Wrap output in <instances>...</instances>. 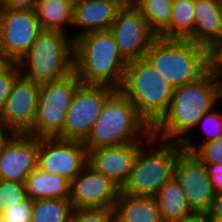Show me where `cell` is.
<instances>
[{
	"instance_id": "27",
	"label": "cell",
	"mask_w": 222,
	"mask_h": 222,
	"mask_svg": "<svg viewBox=\"0 0 222 222\" xmlns=\"http://www.w3.org/2000/svg\"><path fill=\"white\" fill-rule=\"evenodd\" d=\"M199 142L195 143L193 136L188 135L180 145L185 152L192 153L202 163H222V136L210 142Z\"/></svg>"
},
{
	"instance_id": "42",
	"label": "cell",
	"mask_w": 222,
	"mask_h": 222,
	"mask_svg": "<svg viewBox=\"0 0 222 222\" xmlns=\"http://www.w3.org/2000/svg\"><path fill=\"white\" fill-rule=\"evenodd\" d=\"M0 222H4L2 212L0 211Z\"/></svg>"
},
{
	"instance_id": "20",
	"label": "cell",
	"mask_w": 222,
	"mask_h": 222,
	"mask_svg": "<svg viewBox=\"0 0 222 222\" xmlns=\"http://www.w3.org/2000/svg\"><path fill=\"white\" fill-rule=\"evenodd\" d=\"M114 222H163L156 196L121 194L113 208Z\"/></svg>"
},
{
	"instance_id": "41",
	"label": "cell",
	"mask_w": 222,
	"mask_h": 222,
	"mask_svg": "<svg viewBox=\"0 0 222 222\" xmlns=\"http://www.w3.org/2000/svg\"><path fill=\"white\" fill-rule=\"evenodd\" d=\"M7 63V61L5 60V58L2 56V54L0 53V69Z\"/></svg>"
},
{
	"instance_id": "15",
	"label": "cell",
	"mask_w": 222,
	"mask_h": 222,
	"mask_svg": "<svg viewBox=\"0 0 222 222\" xmlns=\"http://www.w3.org/2000/svg\"><path fill=\"white\" fill-rule=\"evenodd\" d=\"M120 188L103 174L86 165L70 182V203L77 208H114Z\"/></svg>"
},
{
	"instance_id": "16",
	"label": "cell",
	"mask_w": 222,
	"mask_h": 222,
	"mask_svg": "<svg viewBox=\"0 0 222 222\" xmlns=\"http://www.w3.org/2000/svg\"><path fill=\"white\" fill-rule=\"evenodd\" d=\"M38 138L29 134H12L0 151V180L25 183L37 168Z\"/></svg>"
},
{
	"instance_id": "2",
	"label": "cell",
	"mask_w": 222,
	"mask_h": 222,
	"mask_svg": "<svg viewBox=\"0 0 222 222\" xmlns=\"http://www.w3.org/2000/svg\"><path fill=\"white\" fill-rule=\"evenodd\" d=\"M73 55L74 72L83 84L121 88L128 62L110 30L89 32L74 39Z\"/></svg>"
},
{
	"instance_id": "5",
	"label": "cell",
	"mask_w": 222,
	"mask_h": 222,
	"mask_svg": "<svg viewBox=\"0 0 222 222\" xmlns=\"http://www.w3.org/2000/svg\"><path fill=\"white\" fill-rule=\"evenodd\" d=\"M74 40L68 34L42 29L27 53L17 62L21 75L43 84L74 72Z\"/></svg>"
},
{
	"instance_id": "36",
	"label": "cell",
	"mask_w": 222,
	"mask_h": 222,
	"mask_svg": "<svg viewBox=\"0 0 222 222\" xmlns=\"http://www.w3.org/2000/svg\"><path fill=\"white\" fill-rule=\"evenodd\" d=\"M38 0H0V8L29 10L35 9Z\"/></svg>"
},
{
	"instance_id": "28",
	"label": "cell",
	"mask_w": 222,
	"mask_h": 222,
	"mask_svg": "<svg viewBox=\"0 0 222 222\" xmlns=\"http://www.w3.org/2000/svg\"><path fill=\"white\" fill-rule=\"evenodd\" d=\"M28 198L25 183L0 180V211L24 202Z\"/></svg>"
},
{
	"instance_id": "31",
	"label": "cell",
	"mask_w": 222,
	"mask_h": 222,
	"mask_svg": "<svg viewBox=\"0 0 222 222\" xmlns=\"http://www.w3.org/2000/svg\"><path fill=\"white\" fill-rule=\"evenodd\" d=\"M20 74L18 63L7 62L0 69V113L3 111L14 81Z\"/></svg>"
},
{
	"instance_id": "33",
	"label": "cell",
	"mask_w": 222,
	"mask_h": 222,
	"mask_svg": "<svg viewBox=\"0 0 222 222\" xmlns=\"http://www.w3.org/2000/svg\"><path fill=\"white\" fill-rule=\"evenodd\" d=\"M208 71L217 76L222 71V39L207 49Z\"/></svg>"
},
{
	"instance_id": "8",
	"label": "cell",
	"mask_w": 222,
	"mask_h": 222,
	"mask_svg": "<svg viewBox=\"0 0 222 222\" xmlns=\"http://www.w3.org/2000/svg\"><path fill=\"white\" fill-rule=\"evenodd\" d=\"M81 83L73 72L66 78L41 84L34 125L27 134L37 138L62 139L66 113Z\"/></svg>"
},
{
	"instance_id": "22",
	"label": "cell",
	"mask_w": 222,
	"mask_h": 222,
	"mask_svg": "<svg viewBox=\"0 0 222 222\" xmlns=\"http://www.w3.org/2000/svg\"><path fill=\"white\" fill-rule=\"evenodd\" d=\"M160 216L163 222H175L194 216L178 180L172 177L156 195Z\"/></svg>"
},
{
	"instance_id": "38",
	"label": "cell",
	"mask_w": 222,
	"mask_h": 222,
	"mask_svg": "<svg viewBox=\"0 0 222 222\" xmlns=\"http://www.w3.org/2000/svg\"><path fill=\"white\" fill-rule=\"evenodd\" d=\"M121 8H137L142 0H114Z\"/></svg>"
},
{
	"instance_id": "32",
	"label": "cell",
	"mask_w": 222,
	"mask_h": 222,
	"mask_svg": "<svg viewBox=\"0 0 222 222\" xmlns=\"http://www.w3.org/2000/svg\"><path fill=\"white\" fill-rule=\"evenodd\" d=\"M2 215L4 222H31L32 200L27 198L24 202L10 206Z\"/></svg>"
},
{
	"instance_id": "21",
	"label": "cell",
	"mask_w": 222,
	"mask_h": 222,
	"mask_svg": "<svg viewBox=\"0 0 222 222\" xmlns=\"http://www.w3.org/2000/svg\"><path fill=\"white\" fill-rule=\"evenodd\" d=\"M25 187L28 198L41 199H69L70 181L64 176L50 174L35 168L26 178Z\"/></svg>"
},
{
	"instance_id": "19",
	"label": "cell",
	"mask_w": 222,
	"mask_h": 222,
	"mask_svg": "<svg viewBox=\"0 0 222 222\" xmlns=\"http://www.w3.org/2000/svg\"><path fill=\"white\" fill-rule=\"evenodd\" d=\"M193 42L209 48L219 40L222 22V0H195Z\"/></svg>"
},
{
	"instance_id": "6",
	"label": "cell",
	"mask_w": 222,
	"mask_h": 222,
	"mask_svg": "<svg viewBox=\"0 0 222 222\" xmlns=\"http://www.w3.org/2000/svg\"><path fill=\"white\" fill-rule=\"evenodd\" d=\"M183 148L178 142L161 141L152 136L139 150L121 194L156 196L174 177L175 164Z\"/></svg>"
},
{
	"instance_id": "18",
	"label": "cell",
	"mask_w": 222,
	"mask_h": 222,
	"mask_svg": "<svg viewBox=\"0 0 222 222\" xmlns=\"http://www.w3.org/2000/svg\"><path fill=\"white\" fill-rule=\"evenodd\" d=\"M120 9L114 0H80L74 3L72 27L80 28L76 33L71 32L70 36L74 40L89 32L109 30Z\"/></svg>"
},
{
	"instance_id": "9",
	"label": "cell",
	"mask_w": 222,
	"mask_h": 222,
	"mask_svg": "<svg viewBox=\"0 0 222 222\" xmlns=\"http://www.w3.org/2000/svg\"><path fill=\"white\" fill-rule=\"evenodd\" d=\"M115 91L106 85L81 83L66 113L62 139L84 141L100 115L103 104Z\"/></svg>"
},
{
	"instance_id": "24",
	"label": "cell",
	"mask_w": 222,
	"mask_h": 222,
	"mask_svg": "<svg viewBox=\"0 0 222 222\" xmlns=\"http://www.w3.org/2000/svg\"><path fill=\"white\" fill-rule=\"evenodd\" d=\"M194 4L195 0H173L170 22L157 36L193 42Z\"/></svg>"
},
{
	"instance_id": "3",
	"label": "cell",
	"mask_w": 222,
	"mask_h": 222,
	"mask_svg": "<svg viewBox=\"0 0 222 222\" xmlns=\"http://www.w3.org/2000/svg\"><path fill=\"white\" fill-rule=\"evenodd\" d=\"M152 128L137 113L135 106L116 90L103 104L89 136L83 141L87 149L148 141Z\"/></svg>"
},
{
	"instance_id": "10",
	"label": "cell",
	"mask_w": 222,
	"mask_h": 222,
	"mask_svg": "<svg viewBox=\"0 0 222 222\" xmlns=\"http://www.w3.org/2000/svg\"><path fill=\"white\" fill-rule=\"evenodd\" d=\"M41 30L35 9L0 8V53L7 62L17 63Z\"/></svg>"
},
{
	"instance_id": "13",
	"label": "cell",
	"mask_w": 222,
	"mask_h": 222,
	"mask_svg": "<svg viewBox=\"0 0 222 222\" xmlns=\"http://www.w3.org/2000/svg\"><path fill=\"white\" fill-rule=\"evenodd\" d=\"M41 84L23 75L13 83L0 119L13 134H27L34 125Z\"/></svg>"
},
{
	"instance_id": "37",
	"label": "cell",
	"mask_w": 222,
	"mask_h": 222,
	"mask_svg": "<svg viewBox=\"0 0 222 222\" xmlns=\"http://www.w3.org/2000/svg\"><path fill=\"white\" fill-rule=\"evenodd\" d=\"M12 134L13 133L5 126L3 121L0 119V151H1L3 144L7 141V139Z\"/></svg>"
},
{
	"instance_id": "11",
	"label": "cell",
	"mask_w": 222,
	"mask_h": 222,
	"mask_svg": "<svg viewBox=\"0 0 222 222\" xmlns=\"http://www.w3.org/2000/svg\"><path fill=\"white\" fill-rule=\"evenodd\" d=\"M88 151L83 141L38 138L37 167L64 176L70 182L87 165Z\"/></svg>"
},
{
	"instance_id": "12",
	"label": "cell",
	"mask_w": 222,
	"mask_h": 222,
	"mask_svg": "<svg viewBox=\"0 0 222 222\" xmlns=\"http://www.w3.org/2000/svg\"><path fill=\"white\" fill-rule=\"evenodd\" d=\"M109 30L127 62L145 57L157 37L137 8H121Z\"/></svg>"
},
{
	"instance_id": "35",
	"label": "cell",
	"mask_w": 222,
	"mask_h": 222,
	"mask_svg": "<svg viewBox=\"0 0 222 222\" xmlns=\"http://www.w3.org/2000/svg\"><path fill=\"white\" fill-rule=\"evenodd\" d=\"M209 222H222V192L216 193L211 207L206 213Z\"/></svg>"
},
{
	"instance_id": "39",
	"label": "cell",
	"mask_w": 222,
	"mask_h": 222,
	"mask_svg": "<svg viewBox=\"0 0 222 222\" xmlns=\"http://www.w3.org/2000/svg\"><path fill=\"white\" fill-rule=\"evenodd\" d=\"M175 222H209V220L206 214H195L192 217Z\"/></svg>"
},
{
	"instance_id": "17",
	"label": "cell",
	"mask_w": 222,
	"mask_h": 222,
	"mask_svg": "<svg viewBox=\"0 0 222 222\" xmlns=\"http://www.w3.org/2000/svg\"><path fill=\"white\" fill-rule=\"evenodd\" d=\"M146 142L138 141L87 149V164L121 188L130 174L138 150Z\"/></svg>"
},
{
	"instance_id": "1",
	"label": "cell",
	"mask_w": 222,
	"mask_h": 222,
	"mask_svg": "<svg viewBox=\"0 0 222 222\" xmlns=\"http://www.w3.org/2000/svg\"><path fill=\"white\" fill-rule=\"evenodd\" d=\"M220 104L217 78L207 71L198 80L174 89L167 112L152 127V136L181 143L196 130L203 115Z\"/></svg>"
},
{
	"instance_id": "25",
	"label": "cell",
	"mask_w": 222,
	"mask_h": 222,
	"mask_svg": "<svg viewBox=\"0 0 222 222\" xmlns=\"http://www.w3.org/2000/svg\"><path fill=\"white\" fill-rule=\"evenodd\" d=\"M71 212L69 199L33 200L31 222H69Z\"/></svg>"
},
{
	"instance_id": "44",
	"label": "cell",
	"mask_w": 222,
	"mask_h": 222,
	"mask_svg": "<svg viewBox=\"0 0 222 222\" xmlns=\"http://www.w3.org/2000/svg\"><path fill=\"white\" fill-rule=\"evenodd\" d=\"M219 39H222V22H221V32H220V37Z\"/></svg>"
},
{
	"instance_id": "30",
	"label": "cell",
	"mask_w": 222,
	"mask_h": 222,
	"mask_svg": "<svg viewBox=\"0 0 222 222\" xmlns=\"http://www.w3.org/2000/svg\"><path fill=\"white\" fill-rule=\"evenodd\" d=\"M69 222H114L113 208L72 209Z\"/></svg>"
},
{
	"instance_id": "7",
	"label": "cell",
	"mask_w": 222,
	"mask_h": 222,
	"mask_svg": "<svg viewBox=\"0 0 222 222\" xmlns=\"http://www.w3.org/2000/svg\"><path fill=\"white\" fill-rule=\"evenodd\" d=\"M145 58L175 88L194 82L208 71L207 48L188 39L157 36Z\"/></svg>"
},
{
	"instance_id": "4",
	"label": "cell",
	"mask_w": 222,
	"mask_h": 222,
	"mask_svg": "<svg viewBox=\"0 0 222 222\" xmlns=\"http://www.w3.org/2000/svg\"><path fill=\"white\" fill-rule=\"evenodd\" d=\"M119 90L152 128L167 112L174 87L143 57L128 62Z\"/></svg>"
},
{
	"instance_id": "23",
	"label": "cell",
	"mask_w": 222,
	"mask_h": 222,
	"mask_svg": "<svg viewBox=\"0 0 222 222\" xmlns=\"http://www.w3.org/2000/svg\"><path fill=\"white\" fill-rule=\"evenodd\" d=\"M35 12L42 29L70 34L66 28H72L73 4L69 0H38Z\"/></svg>"
},
{
	"instance_id": "26",
	"label": "cell",
	"mask_w": 222,
	"mask_h": 222,
	"mask_svg": "<svg viewBox=\"0 0 222 222\" xmlns=\"http://www.w3.org/2000/svg\"><path fill=\"white\" fill-rule=\"evenodd\" d=\"M137 9L158 35L170 22L173 0H142Z\"/></svg>"
},
{
	"instance_id": "40",
	"label": "cell",
	"mask_w": 222,
	"mask_h": 222,
	"mask_svg": "<svg viewBox=\"0 0 222 222\" xmlns=\"http://www.w3.org/2000/svg\"><path fill=\"white\" fill-rule=\"evenodd\" d=\"M216 78L218 81L220 99L222 101V71L216 76Z\"/></svg>"
},
{
	"instance_id": "29",
	"label": "cell",
	"mask_w": 222,
	"mask_h": 222,
	"mask_svg": "<svg viewBox=\"0 0 222 222\" xmlns=\"http://www.w3.org/2000/svg\"><path fill=\"white\" fill-rule=\"evenodd\" d=\"M199 126L206 135L203 142L200 143L210 142L222 136V109L218 110L216 108L215 110L214 107L211 111L206 112L196 125L197 128Z\"/></svg>"
},
{
	"instance_id": "34",
	"label": "cell",
	"mask_w": 222,
	"mask_h": 222,
	"mask_svg": "<svg viewBox=\"0 0 222 222\" xmlns=\"http://www.w3.org/2000/svg\"><path fill=\"white\" fill-rule=\"evenodd\" d=\"M216 193L222 192V163H204Z\"/></svg>"
},
{
	"instance_id": "14",
	"label": "cell",
	"mask_w": 222,
	"mask_h": 222,
	"mask_svg": "<svg viewBox=\"0 0 222 222\" xmlns=\"http://www.w3.org/2000/svg\"><path fill=\"white\" fill-rule=\"evenodd\" d=\"M174 176L181 185L188 204L196 214H206L216 192L204 163L183 151L175 164Z\"/></svg>"
},
{
	"instance_id": "43",
	"label": "cell",
	"mask_w": 222,
	"mask_h": 222,
	"mask_svg": "<svg viewBox=\"0 0 222 222\" xmlns=\"http://www.w3.org/2000/svg\"><path fill=\"white\" fill-rule=\"evenodd\" d=\"M72 4L79 2L80 0H69Z\"/></svg>"
}]
</instances>
